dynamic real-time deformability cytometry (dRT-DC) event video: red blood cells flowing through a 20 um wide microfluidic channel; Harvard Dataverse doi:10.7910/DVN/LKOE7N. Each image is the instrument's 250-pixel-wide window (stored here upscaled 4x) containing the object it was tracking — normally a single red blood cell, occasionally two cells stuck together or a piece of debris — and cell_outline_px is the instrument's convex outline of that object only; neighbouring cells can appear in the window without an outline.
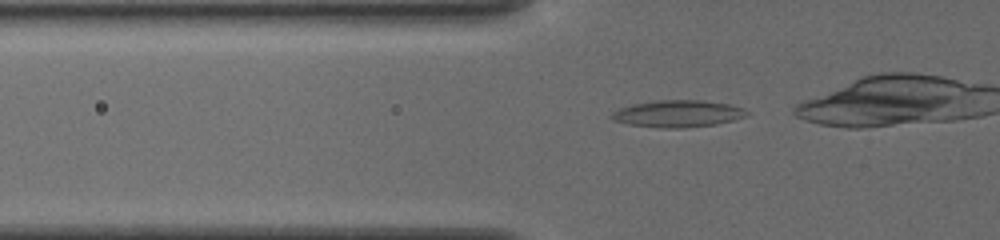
{"species": "common noctule bat (a hibernating species)", "species_latin": "Nyctalus noctula", "temperature_condition": "cold", "stored_images_in_passage": 42, "camera_frame_rate_fps": 3000, "um_per_image_px": 0.085, "animal": {"sex": "female", "body_mass_g": 19.5, "forearm_length_mm": 54.1}, "frame": {"image": 1, "passage_image": 16, "time_ms": 5.0, "image_size_px": [1000, 240], "cell_outline_px": [[748, 116], [716, 124], [680, 128], [664, 128], [628, 124], [612, 120], [612, 112], [620, 108], [632, 104], [656, 100], [700, 100], [728, 104], [744, 108], [748, 112]], "centroid_in_image_um": [57.62, 9.66], "position_along_channel_um": 68.2, "area_um2": 21.1}}
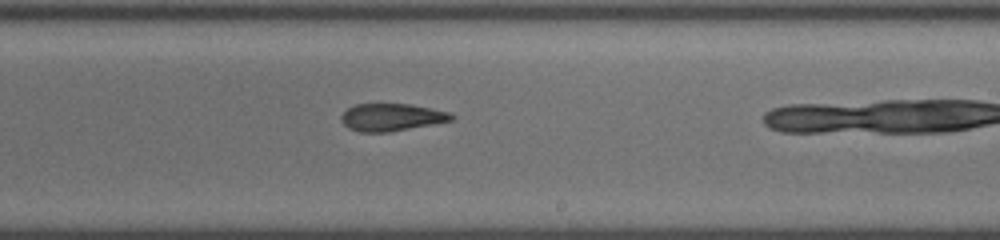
{"frame": {"image": 2, "passage_image": 31, "time_ms": 10.0, "image_size_px": [1000, 240], "cell_outline_px": [[456, 116], [452, 120], [388, 132], [360, 132], [348, 128], [340, 120], [340, 116], [348, 108], [356, 104], [408, 104], [432, 108], [448, 112]], "centroid_in_image_um": [33.25, 9.96], "position_along_channel_um": 255.8, "area_um2": 17.46}}
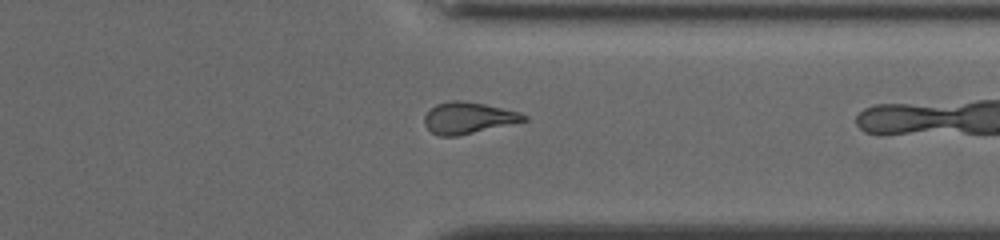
{"frame": {"image": 3, "passage_image": 40, "time_ms": 13.0, "image_size_px": [1000, 240], "cell_outline_px": [[528, 120], [456, 136], [440, 136], [432, 132], [424, 124], [424, 116], [436, 104], [452, 100], [460, 100], [484, 104], [520, 112], [528, 116]], "centroid_in_image_um": [39.8, 10.01], "position_along_channel_um": 371.6, "area_um2": 17.98}}